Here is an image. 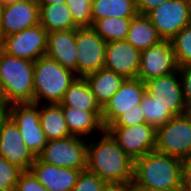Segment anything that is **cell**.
<instances>
[{
  "label": "cell",
  "mask_w": 191,
  "mask_h": 191,
  "mask_svg": "<svg viewBox=\"0 0 191 191\" xmlns=\"http://www.w3.org/2000/svg\"><path fill=\"white\" fill-rule=\"evenodd\" d=\"M87 144V170L105 183L133 181L134 160L105 130L98 143ZM96 143V144H95Z\"/></svg>",
  "instance_id": "cell-1"
},
{
  "label": "cell",
  "mask_w": 191,
  "mask_h": 191,
  "mask_svg": "<svg viewBox=\"0 0 191 191\" xmlns=\"http://www.w3.org/2000/svg\"><path fill=\"white\" fill-rule=\"evenodd\" d=\"M133 183L153 191H180L181 159L151 151L134 160Z\"/></svg>",
  "instance_id": "cell-2"
},
{
  "label": "cell",
  "mask_w": 191,
  "mask_h": 191,
  "mask_svg": "<svg viewBox=\"0 0 191 191\" xmlns=\"http://www.w3.org/2000/svg\"><path fill=\"white\" fill-rule=\"evenodd\" d=\"M34 63L11 56L0 48V81L2 97L7 106L33 103Z\"/></svg>",
  "instance_id": "cell-3"
},
{
  "label": "cell",
  "mask_w": 191,
  "mask_h": 191,
  "mask_svg": "<svg viewBox=\"0 0 191 191\" xmlns=\"http://www.w3.org/2000/svg\"><path fill=\"white\" fill-rule=\"evenodd\" d=\"M75 74L47 56L40 57L34 63L33 103L40 105V99H44L48 104H60L78 77Z\"/></svg>",
  "instance_id": "cell-4"
},
{
  "label": "cell",
  "mask_w": 191,
  "mask_h": 191,
  "mask_svg": "<svg viewBox=\"0 0 191 191\" xmlns=\"http://www.w3.org/2000/svg\"><path fill=\"white\" fill-rule=\"evenodd\" d=\"M155 150L181 160L191 155V118L188 113L172 117L157 128Z\"/></svg>",
  "instance_id": "cell-5"
},
{
  "label": "cell",
  "mask_w": 191,
  "mask_h": 191,
  "mask_svg": "<svg viewBox=\"0 0 191 191\" xmlns=\"http://www.w3.org/2000/svg\"><path fill=\"white\" fill-rule=\"evenodd\" d=\"M81 137L49 140L37 158L47 164L84 171L87 169V144Z\"/></svg>",
  "instance_id": "cell-6"
},
{
  "label": "cell",
  "mask_w": 191,
  "mask_h": 191,
  "mask_svg": "<svg viewBox=\"0 0 191 191\" xmlns=\"http://www.w3.org/2000/svg\"><path fill=\"white\" fill-rule=\"evenodd\" d=\"M39 106L37 103H15L7 106V114L19 127L27 149L35 157L40 154L48 142L40 125Z\"/></svg>",
  "instance_id": "cell-7"
},
{
  "label": "cell",
  "mask_w": 191,
  "mask_h": 191,
  "mask_svg": "<svg viewBox=\"0 0 191 191\" xmlns=\"http://www.w3.org/2000/svg\"><path fill=\"white\" fill-rule=\"evenodd\" d=\"M105 130L133 160L156 149L157 129L150 124L141 123L131 127L108 126Z\"/></svg>",
  "instance_id": "cell-8"
},
{
  "label": "cell",
  "mask_w": 191,
  "mask_h": 191,
  "mask_svg": "<svg viewBox=\"0 0 191 191\" xmlns=\"http://www.w3.org/2000/svg\"><path fill=\"white\" fill-rule=\"evenodd\" d=\"M107 43L91 27L77 28L76 74L78 77L96 72L105 65Z\"/></svg>",
  "instance_id": "cell-9"
},
{
  "label": "cell",
  "mask_w": 191,
  "mask_h": 191,
  "mask_svg": "<svg viewBox=\"0 0 191 191\" xmlns=\"http://www.w3.org/2000/svg\"><path fill=\"white\" fill-rule=\"evenodd\" d=\"M48 32L40 25L4 37L0 48L11 56L37 61L45 56Z\"/></svg>",
  "instance_id": "cell-10"
},
{
  "label": "cell",
  "mask_w": 191,
  "mask_h": 191,
  "mask_svg": "<svg viewBox=\"0 0 191 191\" xmlns=\"http://www.w3.org/2000/svg\"><path fill=\"white\" fill-rule=\"evenodd\" d=\"M178 71L145 81L146 93L172 117L187 113Z\"/></svg>",
  "instance_id": "cell-11"
},
{
  "label": "cell",
  "mask_w": 191,
  "mask_h": 191,
  "mask_svg": "<svg viewBox=\"0 0 191 191\" xmlns=\"http://www.w3.org/2000/svg\"><path fill=\"white\" fill-rule=\"evenodd\" d=\"M188 0H170L150 11L147 16L163 40H171L190 24Z\"/></svg>",
  "instance_id": "cell-12"
},
{
  "label": "cell",
  "mask_w": 191,
  "mask_h": 191,
  "mask_svg": "<svg viewBox=\"0 0 191 191\" xmlns=\"http://www.w3.org/2000/svg\"><path fill=\"white\" fill-rule=\"evenodd\" d=\"M0 156L23 171H28L35 156L27 149L19 127L6 114L0 119Z\"/></svg>",
  "instance_id": "cell-13"
},
{
  "label": "cell",
  "mask_w": 191,
  "mask_h": 191,
  "mask_svg": "<svg viewBox=\"0 0 191 191\" xmlns=\"http://www.w3.org/2000/svg\"><path fill=\"white\" fill-rule=\"evenodd\" d=\"M145 93V82L141 79H125L120 89L102 108V123L104 128L106 129L125 111L142 110L140 103Z\"/></svg>",
  "instance_id": "cell-14"
},
{
  "label": "cell",
  "mask_w": 191,
  "mask_h": 191,
  "mask_svg": "<svg viewBox=\"0 0 191 191\" xmlns=\"http://www.w3.org/2000/svg\"><path fill=\"white\" fill-rule=\"evenodd\" d=\"M178 64L170 40H162L141 51L137 78L143 82L178 71Z\"/></svg>",
  "instance_id": "cell-15"
},
{
  "label": "cell",
  "mask_w": 191,
  "mask_h": 191,
  "mask_svg": "<svg viewBox=\"0 0 191 191\" xmlns=\"http://www.w3.org/2000/svg\"><path fill=\"white\" fill-rule=\"evenodd\" d=\"M40 6L37 0H23L5 5L0 22V41L11 34L39 24Z\"/></svg>",
  "instance_id": "cell-16"
},
{
  "label": "cell",
  "mask_w": 191,
  "mask_h": 191,
  "mask_svg": "<svg viewBox=\"0 0 191 191\" xmlns=\"http://www.w3.org/2000/svg\"><path fill=\"white\" fill-rule=\"evenodd\" d=\"M141 51L128 41H111L106 45L104 68L114 71L125 79L137 78Z\"/></svg>",
  "instance_id": "cell-17"
},
{
  "label": "cell",
  "mask_w": 191,
  "mask_h": 191,
  "mask_svg": "<svg viewBox=\"0 0 191 191\" xmlns=\"http://www.w3.org/2000/svg\"><path fill=\"white\" fill-rule=\"evenodd\" d=\"M30 171L50 191H71L77 183L81 170L50 165L35 157Z\"/></svg>",
  "instance_id": "cell-18"
},
{
  "label": "cell",
  "mask_w": 191,
  "mask_h": 191,
  "mask_svg": "<svg viewBox=\"0 0 191 191\" xmlns=\"http://www.w3.org/2000/svg\"><path fill=\"white\" fill-rule=\"evenodd\" d=\"M76 38L77 29L49 32L45 56L76 73Z\"/></svg>",
  "instance_id": "cell-19"
},
{
  "label": "cell",
  "mask_w": 191,
  "mask_h": 191,
  "mask_svg": "<svg viewBox=\"0 0 191 191\" xmlns=\"http://www.w3.org/2000/svg\"><path fill=\"white\" fill-rule=\"evenodd\" d=\"M85 79L101 108L114 96L125 80L123 76L106 68L86 75Z\"/></svg>",
  "instance_id": "cell-20"
},
{
  "label": "cell",
  "mask_w": 191,
  "mask_h": 191,
  "mask_svg": "<svg viewBox=\"0 0 191 191\" xmlns=\"http://www.w3.org/2000/svg\"><path fill=\"white\" fill-rule=\"evenodd\" d=\"M67 127L72 136L81 138L90 135L95 129L105 131L102 112H86L72 107H62Z\"/></svg>",
  "instance_id": "cell-21"
},
{
  "label": "cell",
  "mask_w": 191,
  "mask_h": 191,
  "mask_svg": "<svg viewBox=\"0 0 191 191\" xmlns=\"http://www.w3.org/2000/svg\"><path fill=\"white\" fill-rule=\"evenodd\" d=\"M60 105L86 112H102L85 77H77L65 92Z\"/></svg>",
  "instance_id": "cell-22"
},
{
  "label": "cell",
  "mask_w": 191,
  "mask_h": 191,
  "mask_svg": "<svg viewBox=\"0 0 191 191\" xmlns=\"http://www.w3.org/2000/svg\"><path fill=\"white\" fill-rule=\"evenodd\" d=\"M162 40L147 15L138 13L132 17L126 41L133 47L142 51L158 44Z\"/></svg>",
  "instance_id": "cell-23"
},
{
  "label": "cell",
  "mask_w": 191,
  "mask_h": 191,
  "mask_svg": "<svg viewBox=\"0 0 191 191\" xmlns=\"http://www.w3.org/2000/svg\"><path fill=\"white\" fill-rule=\"evenodd\" d=\"M40 125L48 141L72 136L60 104H45L40 109Z\"/></svg>",
  "instance_id": "cell-24"
},
{
  "label": "cell",
  "mask_w": 191,
  "mask_h": 191,
  "mask_svg": "<svg viewBox=\"0 0 191 191\" xmlns=\"http://www.w3.org/2000/svg\"><path fill=\"white\" fill-rule=\"evenodd\" d=\"M39 6V24L48 33L52 31L73 30L79 28L74 23L72 13L65 3Z\"/></svg>",
  "instance_id": "cell-25"
},
{
  "label": "cell",
  "mask_w": 191,
  "mask_h": 191,
  "mask_svg": "<svg viewBox=\"0 0 191 191\" xmlns=\"http://www.w3.org/2000/svg\"><path fill=\"white\" fill-rule=\"evenodd\" d=\"M138 14L135 0H92V20L132 18Z\"/></svg>",
  "instance_id": "cell-26"
},
{
  "label": "cell",
  "mask_w": 191,
  "mask_h": 191,
  "mask_svg": "<svg viewBox=\"0 0 191 191\" xmlns=\"http://www.w3.org/2000/svg\"><path fill=\"white\" fill-rule=\"evenodd\" d=\"M132 18H103L96 20L92 29L104 39L106 43L111 41L126 40Z\"/></svg>",
  "instance_id": "cell-27"
},
{
  "label": "cell",
  "mask_w": 191,
  "mask_h": 191,
  "mask_svg": "<svg viewBox=\"0 0 191 191\" xmlns=\"http://www.w3.org/2000/svg\"><path fill=\"white\" fill-rule=\"evenodd\" d=\"M170 42L178 66L191 65V24L184 27Z\"/></svg>",
  "instance_id": "cell-28"
},
{
  "label": "cell",
  "mask_w": 191,
  "mask_h": 191,
  "mask_svg": "<svg viewBox=\"0 0 191 191\" xmlns=\"http://www.w3.org/2000/svg\"><path fill=\"white\" fill-rule=\"evenodd\" d=\"M147 124L156 129L169 121L172 116L162 107H160L153 98L145 93L140 103Z\"/></svg>",
  "instance_id": "cell-29"
},
{
  "label": "cell",
  "mask_w": 191,
  "mask_h": 191,
  "mask_svg": "<svg viewBox=\"0 0 191 191\" xmlns=\"http://www.w3.org/2000/svg\"><path fill=\"white\" fill-rule=\"evenodd\" d=\"M65 4L79 28L92 27V0H66Z\"/></svg>",
  "instance_id": "cell-30"
},
{
  "label": "cell",
  "mask_w": 191,
  "mask_h": 191,
  "mask_svg": "<svg viewBox=\"0 0 191 191\" xmlns=\"http://www.w3.org/2000/svg\"><path fill=\"white\" fill-rule=\"evenodd\" d=\"M22 172V169L10 164L5 158L0 156V190L15 191Z\"/></svg>",
  "instance_id": "cell-31"
},
{
  "label": "cell",
  "mask_w": 191,
  "mask_h": 191,
  "mask_svg": "<svg viewBox=\"0 0 191 191\" xmlns=\"http://www.w3.org/2000/svg\"><path fill=\"white\" fill-rule=\"evenodd\" d=\"M105 182L87 169L81 171L77 183L71 191H101Z\"/></svg>",
  "instance_id": "cell-32"
},
{
  "label": "cell",
  "mask_w": 191,
  "mask_h": 191,
  "mask_svg": "<svg viewBox=\"0 0 191 191\" xmlns=\"http://www.w3.org/2000/svg\"><path fill=\"white\" fill-rule=\"evenodd\" d=\"M141 123H146L143 110H130L119 115L109 126L131 127Z\"/></svg>",
  "instance_id": "cell-33"
},
{
  "label": "cell",
  "mask_w": 191,
  "mask_h": 191,
  "mask_svg": "<svg viewBox=\"0 0 191 191\" xmlns=\"http://www.w3.org/2000/svg\"><path fill=\"white\" fill-rule=\"evenodd\" d=\"M179 76L183 90V99L187 110L191 109V65L179 66Z\"/></svg>",
  "instance_id": "cell-34"
},
{
  "label": "cell",
  "mask_w": 191,
  "mask_h": 191,
  "mask_svg": "<svg viewBox=\"0 0 191 191\" xmlns=\"http://www.w3.org/2000/svg\"><path fill=\"white\" fill-rule=\"evenodd\" d=\"M15 191H38V180L30 170L20 174Z\"/></svg>",
  "instance_id": "cell-35"
},
{
  "label": "cell",
  "mask_w": 191,
  "mask_h": 191,
  "mask_svg": "<svg viewBox=\"0 0 191 191\" xmlns=\"http://www.w3.org/2000/svg\"><path fill=\"white\" fill-rule=\"evenodd\" d=\"M181 190L191 191V155L181 160Z\"/></svg>",
  "instance_id": "cell-36"
},
{
  "label": "cell",
  "mask_w": 191,
  "mask_h": 191,
  "mask_svg": "<svg viewBox=\"0 0 191 191\" xmlns=\"http://www.w3.org/2000/svg\"><path fill=\"white\" fill-rule=\"evenodd\" d=\"M170 0H135L139 14L147 15L150 11L157 8L162 3Z\"/></svg>",
  "instance_id": "cell-37"
},
{
  "label": "cell",
  "mask_w": 191,
  "mask_h": 191,
  "mask_svg": "<svg viewBox=\"0 0 191 191\" xmlns=\"http://www.w3.org/2000/svg\"><path fill=\"white\" fill-rule=\"evenodd\" d=\"M133 181L105 183L101 191H132Z\"/></svg>",
  "instance_id": "cell-38"
},
{
  "label": "cell",
  "mask_w": 191,
  "mask_h": 191,
  "mask_svg": "<svg viewBox=\"0 0 191 191\" xmlns=\"http://www.w3.org/2000/svg\"><path fill=\"white\" fill-rule=\"evenodd\" d=\"M39 5L63 4L66 0H37Z\"/></svg>",
  "instance_id": "cell-39"
},
{
  "label": "cell",
  "mask_w": 191,
  "mask_h": 191,
  "mask_svg": "<svg viewBox=\"0 0 191 191\" xmlns=\"http://www.w3.org/2000/svg\"><path fill=\"white\" fill-rule=\"evenodd\" d=\"M7 114V105L5 104L2 94H0V119Z\"/></svg>",
  "instance_id": "cell-40"
},
{
  "label": "cell",
  "mask_w": 191,
  "mask_h": 191,
  "mask_svg": "<svg viewBox=\"0 0 191 191\" xmlns=\"http://www.w3.org/2000/svg\"><path fill=\"white\" fill-rule=\"evenodd\" d=\"M23 0H1V2L3 3V5H8V4H12V3H16V2H20Z\"/></svg>",
  "instance_id": "cell-41"
},
{
  "label": "cell",
  "mask_w": 191,
  "mask_h": 191,
  "mask_svg": "<svg viewBox=\"0 0 191 191\" xmlns=\"http://www.w3.org/2000/svg\"><path fill=\"white\" fill-rule=\"evenodd\" d=\"M132 191H153V190H148L142 187L135 186L133 183V190Z\"/></svg>",
  "instance_id": "cell-42"
},
{
  "label": "cell",
  "mask_w": 191,
  "mask_h": 191,
  "mask_svg": "<svg viewBox=\"0 0 191 191\" xmlns=\"http://www.w3.org/2000/svg\"><path fill=\"white\" fill-rule=\"evenodd\" d=\"M38 191H50L38 181Z\"/></svg>",
  "instance_id": "cell-43"
},
{
  "label": "cell",
  "mask_w": 191,
  "mask_h": 191,
  "mask_svg": "<svg viewBox=\"0 0 191 191\" xmlns=\"http://www.w3.org/2000/svg\"><path fill=\"white\" fill-rule=\"evenodd\" d=\"M3 7H4V5H3V3L0 0V22H1V19H2Z\"/></svg>",
  "instance_id": "cell-44"
},
{
  "label": "cell",
  "mask_w": 191,
  "mask_h": 191,
  "mask_svg": "<svg viewBox=\"0 0 191 191\" xmlns=\"http://www.w3.org/2000/svg\"><path fill=\"white\" fill-rule=\"evenodd\" d=\"M188 2H189V12H190V24H191V0H188Z\"/></svg>",
  "instance_id": "cell-45"
},
{
  "label": "cell",
  "mask_w": 191,
  "mask_h": 191,
  "mask_svg": "<svg viewBox=\"0 0 191 191\" xmlns=\"http://www.w3.org/2000/svg\"><path fill=\"white\" fill-rule=\"evenodd\" d=\"M0 94H2V85H1V81H0Z\"/></svg>",
  "instance_id": "cell-46"
},
{
  "label": "cell",
  "mask_w": 191,
  "mask_h": 191,
  "mask_svg": "<svg viewBox=\"0 0 191 191\" xmlns=\"http://www.w3.org/2000/svg\"><path fill=\"white\" fill-rule=\"evenodd\" d=\"M188 115L190 116L191 118V109L187 111Z\"/></svg>",
  "instance_id": "cell-47"
}]
</instances>
